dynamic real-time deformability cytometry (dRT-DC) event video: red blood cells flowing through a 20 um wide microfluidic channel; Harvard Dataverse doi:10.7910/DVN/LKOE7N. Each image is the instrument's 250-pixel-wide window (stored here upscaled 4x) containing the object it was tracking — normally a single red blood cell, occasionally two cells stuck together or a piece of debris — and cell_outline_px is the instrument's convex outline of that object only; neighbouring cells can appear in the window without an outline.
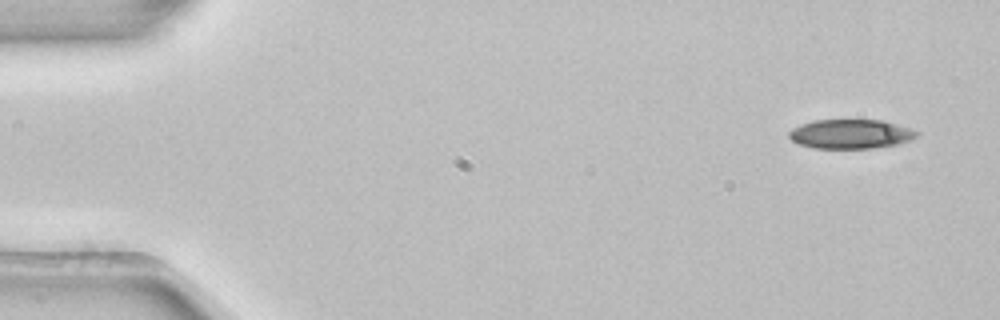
{"species": "common noctule bat (a hibernating species)", "species_latin": "Nyctalus noctula", "temperature_condition": "room temperature", "stored_images_in_passage": 3, "camera_frame_rate_fps": 3000, "um_per_image_px": 0.085, "animal": {"sex": "female", "body_mass_g": 22.7, "forearm_length_mm": 54.2}, "frame": {"image": 1, "passage_image": 1, "time_ms": 0.0, "image_size_px": [1000, 320], "cell_outline_px": [[920, 132], [916, 136], [908, 140], [896, 144], [872, 148], [812, 148], [796, 144], [788, 136], [788, 132], [792, 128], [800, 124], [812, 120], [884, 120]], "centroid_in_image_um": [72.23, 11.39], "position_along_channel_um": 12.8, "area_um2": 21.79}}
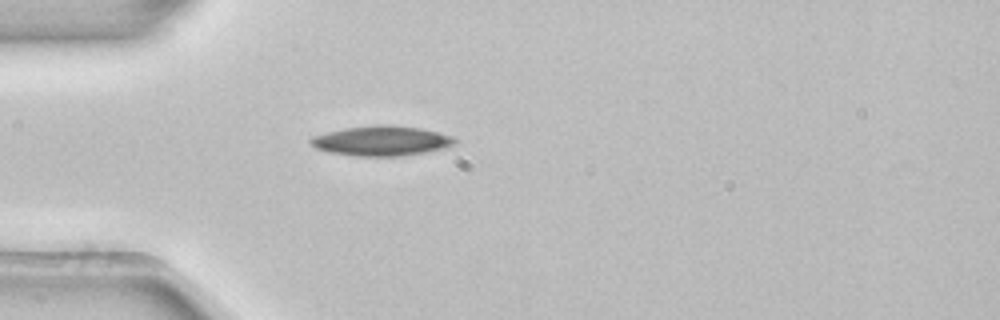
{"frame": {"image": 2, "passage_image": 3, "time_ms": 0.667, "image_size_px": [1000, 320], "cell_outline_px": [[456, 144], [444, 148], [424, 152], [400, 156], [356, 156], [328, 152], [316, 148], [308, 140], [312, 136], [344, 128], [376, 124], [392, 124], [420, 128], [456, 136]], "centroid_in_image_um": [32.45, 11.96], "position_along_channel_um": 52.6, "area_um2": 25.32}}